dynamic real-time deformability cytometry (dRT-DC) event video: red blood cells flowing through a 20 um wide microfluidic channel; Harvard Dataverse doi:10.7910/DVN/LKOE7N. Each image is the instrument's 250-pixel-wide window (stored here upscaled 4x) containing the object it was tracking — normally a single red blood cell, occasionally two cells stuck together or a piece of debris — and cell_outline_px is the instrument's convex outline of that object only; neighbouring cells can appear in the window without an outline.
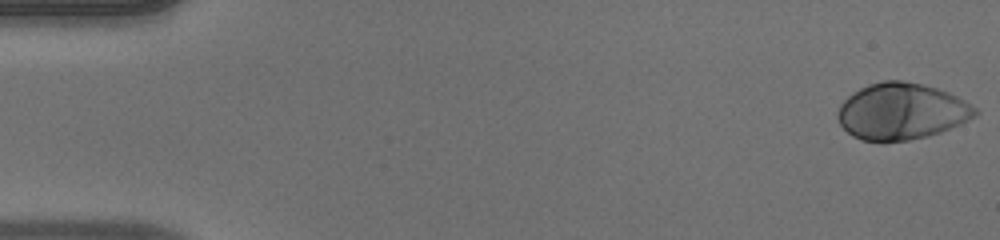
{"species": "human", "species_latin": "Homo sapiens", "temperature_condition": "warm", "stored_images_in_passage": 52, "camera_frame_rate_fps": 3000, "um_per_image_px": 0.085, "donor": {"sex": "male"}, "frame": {"image": 1, "passage_image": 1, "time_ms": 0.0, "image_size_px": [1000, 240], "cell_outline_px": [[980, 112], [976, 116], [960, 124], [940, 132], [928, 136], [908, 140], [860, 140], [852, 136], [840, 124], [836, 116], [836, 112], [840, 104], [852, 92], [868, 84], [884, 80], [904, 80], [936, 88], [948, 92], [964, 100], [976, 108]], "centroid_in_image_um": [76.61, 9.45], "position_along_channel_um": 8.4, "area_um2": 45.14}}
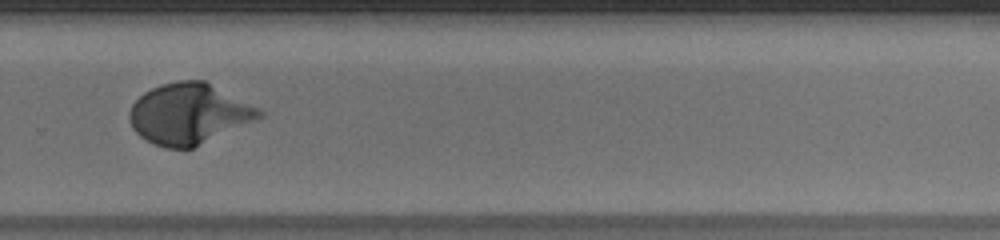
{"frame": {"image": 2, "passage_image": 36, "time_ms": 11.667, "image_size_px": [1000, 240], "cell_outline_px": [[264, 116], [192, 148], [164, 148], [152, 144], [140, 136], [132, 128], [128, 120], [128, 112], [132, 104], [144, 92], [160, 84], [176, 80], [204, 80], [260, 108], [264, 112]], "centroid_in_image_um": [16.03, 9.66], "position_along_channel_um": 313.8, "area_um2": 45.95}}
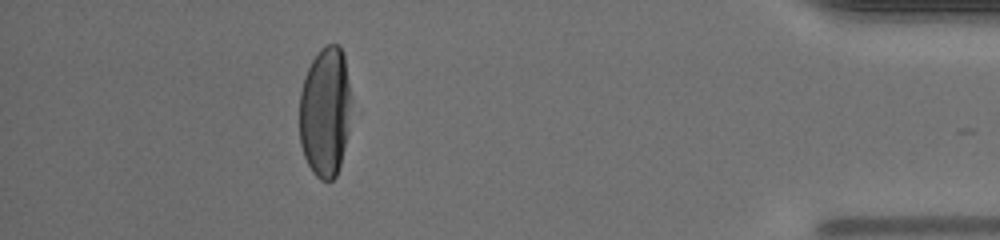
{"frame": {"image": 3, "passage_image": 47, "time_ms": 15.333, "image_size_px": [1000, 240], "cell_outline_px": [[352, 96], [348, 132], [340, 164], [336, 176], [332, 180], [320, 180], [312, 172], [304, 156], [300, 144], [300, 92], [304, 76], [312, 60], [320, 48], [328, 44], [340, 44], [344, 56]], "centroid_in_image_um": [27.65, 9.48], "position_along_channel_um": 407.6, "area_um2": 39.71}, "authors_computed_cell_mechanics": {"area_um2": 44.0725, "velocity_mm_per_s": 3.9119, "shape_relaxation_time_tau1_ms": 3.0808, "shape_relaxation_time_tau2_ms": null, "deformation_change_tau1": 0.2047, "deformation_change_tau2": null}}